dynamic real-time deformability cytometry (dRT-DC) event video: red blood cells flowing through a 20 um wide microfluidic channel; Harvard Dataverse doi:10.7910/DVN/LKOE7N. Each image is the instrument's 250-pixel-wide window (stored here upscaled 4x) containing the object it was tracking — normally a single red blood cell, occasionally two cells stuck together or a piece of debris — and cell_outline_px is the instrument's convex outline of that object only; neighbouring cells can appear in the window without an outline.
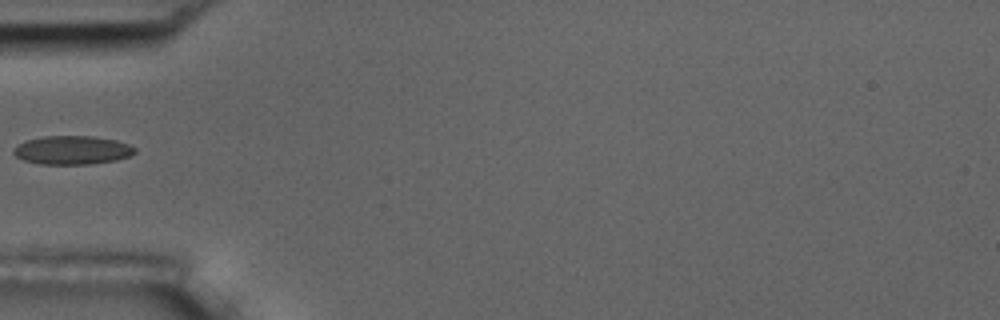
{"species": "common noctule bat (a hibernating species)", "species_latin": "Nyctalus noctula", "temperature_condition": "room temperature", "stored_images_in_passage": 15, "camera_frame_rate_fps": 3000, "um_per_image_px": 0.085, "animal": {"sex": "male", "body_mass_g": 17.5, "forearm_length_mm": 52.3}, "frame": {"image": 1, "passage_image": 1, "time_ms": 0.0, "image_size_px": [1000, 320], "cell_outline_px": [[136, 152], [128, 156], [116, 160], [92, 164], [40, 164], [24, 160], [16, 156], [12, 152], [12, 148], [28, 140], [44, 136], [92, 136], [116, 140], [128, 144], [136, 148]], "centroid_in_image_um": [6.15, 12.76], "position_along_channel_um": 78.9, "area_um2": 20.17}}
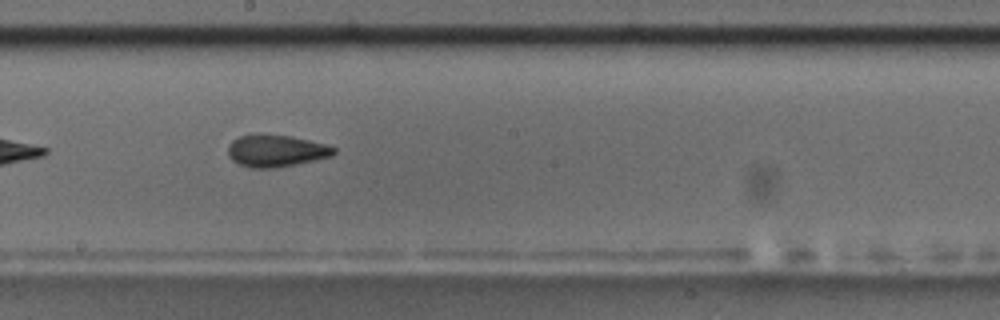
{"frame": {"image": 2, "passage_image": 13, "time_ms": 4.0, "image_size_px": [1000, 320], "cell_outline_px": [[336, 152], [332, 156], [316, 160], [276, 168], [248, 168], [232, 160], [228, 156], [228, 144], [232, 140], [240, 136], [288, 136], [308, 140], [324, 144], [336, 148]], "centroid_in_image_um": [23.46, 12.86], "position_along_channel_um": 224.7, "area_um2": 19.36}}